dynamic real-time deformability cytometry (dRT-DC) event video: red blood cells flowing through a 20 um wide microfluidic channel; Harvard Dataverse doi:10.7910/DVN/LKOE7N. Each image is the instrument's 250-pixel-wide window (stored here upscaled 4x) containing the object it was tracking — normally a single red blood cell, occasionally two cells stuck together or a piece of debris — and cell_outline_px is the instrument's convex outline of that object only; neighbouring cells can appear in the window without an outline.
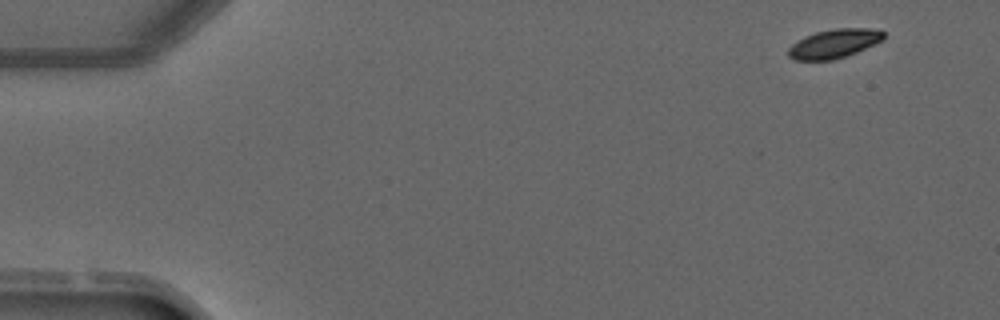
{"species": "common noctule bat (a hibernating species)", "species_latin": "Nyctalus noctula", "temperature_condition": "warm", "stored_images_in_passage": 3, "camera_frame_rate_fps": 3000, "um_per_image_px": 0.085, "animal": {"sex": "male", "forearm_length_mm": 52.5}, "frame": {"image": 1, "passage_image": 1, "time_ms": 0.0, "image_size_px": [1000, 320], "cell_outline_px": [[884, 40], [856, 52], [832, 60], [796, 60], [788, 56], [788, 48], [792, 44], [804, 36], [816, 32], [836, 28], [880, 28], [884, 32]], "centroid_in_image_um": [70.92, 3.69], "position_along_channel_um": 14.1, "area_um2": 16.13}}